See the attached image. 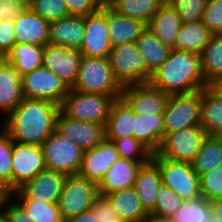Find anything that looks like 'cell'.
Returning a JSON list of instances; mask_svg holds the SVG:
<instances>
[{
  "label": "cell",
  "mask_w": 222,
  "mask_h": 222,
  "mask_svg": "<svg viewBox=\"0 0 222 222\" xmlns=\"http://www.w3.org/2000/svg\"><path fill=\"white\" fill-rule=\"evenodd\" d=\"M179 14L182 23H195L202 20L207 0H167Z\"/></svg>",
  "instance_id": "43"
},
{
  "label": "cell",
  "mask_w": 222,
  "mask_h": 222,
  "mask_svg": "<svg viewBox=\"0 0 222 222\" xmlns=\"http://www.w3.org/2000/svg\"><path fill=\"white\" fill-rule=\"evenodd\" d=\"M136 45L147 63L149 82L152 73L167 60L171 49L165 46L147 27L137 39Z\"/></svg>",
  "instance_id": "29"
},
{
  "label": "cell",
  "mask_w": 222,
  "mask_h": 222,
  "mask_svg": "<svg viewBox=\"0 0 222 222\" xmlns=\"http://www.w3.org/2000/svg\"><path fill=\"white\" fill-rule=\"evenodd\" d=\"M41 146L19 144L13 141L12 150V192L45 170Z\"/></svg>",
  "instance_id": "12"
},
{
  "label": "cell",
  "mask_w": 222,
  "mask_h": 222,
  "mask_svg": "<svg viewBox=\"0 0 222 222\" xmlns=\"http://www.w3.org/2000/svg\"><path fill=\"white\" fill-rule=\"evenodd\" d=\"M25 8L14 0H0V19L14 21Z\"/></svg>",
  "instance_id": "49"
},
{
  "label": "cell",
  "mask_w": 222,
  "mask_h": 222,
  "mask_svg": "<svg viewBox=\"0 0 222 222\" xmlns=\"http://www.w3.org/2000/svg\"><path fill=\"white\" fill-rule=\"evenodd\" d=\"M212 35L202 21L182 23L174 43V49L201 55Z\"/></svg>",
  "instance_id": "33"
},
{
  "label": "cell",
  "mask_w": 222,
  "mask_h": 222,
  "mask_svg": "<svg viewBox=\"0 0 222 222\" xmlns=\"http://www.w3.org/2000/svg\"><path fill=\"white\" fill-rule=\"evenodd\" d=\"M56 130L75 142L83 151L95 148L105 139V126L73 119L61 109L56 118Z\"/></svg>",
  "instance_id": "14"
},
{
  "label": "cell",
  "mask_w": 222,
  "mask_h": 222,
  "mask_svg": "<svg viewBox=\"0 0 222 222\" xmlns=\"http://www.w3.org/2000/svg\"><path fill=\"white\" fill-rule=\"evenodd\" d=\"M182 21L176 9L166 1L147 24L158 39L170 49H174L176 37Z\"/></svg>",
  "instance_id": "25"
},
{
  "label": "cell",
  "mask_w": 222,
  "mask_h": 222,
  "mask_svg": "<svg viewBox=\"0 0 222 222\" xmlns=\"http://www.w3.org/2000/svg\"><path fill=\"white\" fill-rule=\"evenodd\" d=\"M144 222H175L171 217H162L159 215L149 214Z\"/></svg>",
  "instance_id": "53"
},
{
  "label": "cell",
  "mask_w": 222,
  "mask_h": 222,
  "mask_svg": "<svg viewBox=\"0 0 222 222\" xmlns=\"http://www.w3.org/2000/svg\"><path fill=\"white\" fill-rule=\"evenodd\" d=\"M201 69L208 84L222 75V34L212 35L201 53Z\"/></svg>",
  "instance_id": "36"
},
{
  "label": "cell",
  "mask_w": 222,
  "mask_h": 222,
  "mask_svg": "<svg viewBox=\"0 0 222 222\" xmlns=\"http://www.w3.org/2000/svg\"><path fill=\"white\" fill-rule=\"evenodd\" d=\"M170 94H167L149 83L123 87L121 98L135 113L163 114Z\"/></svg>",
  "instance_id": "16"
},
{
  "label": "cell",
  "mask_w": 222,
  "mask_h": 222,
  "mask_svg": "<svg viewBox=\"0 0 222 222\" xmlns=\"http://www.w3.org/2000/svg\"><path fill=\"white\" fill-rule=\"evenodd\" d=\"M0 222H7L6 218L3 216L1 212H0Z\"/></svg>",
  "instance_id": "56"
},
{
  "label": "cell",
  "mask_w": 222,
  "mask_h": 222,
  "mask_svg": "<svg viewBox=\"0 0 222 222\" xmlns=\"http://www.w3.org/2000/svg\"><path fill=\"white\" fill-rule=\"evenodd\" d=\"M201 21L213 35H221L222 0H207Z\"/></svg>",
  "instance_id": "44"
},
{
  "label": "cell",
  "mask_w": 222,
  "mask_h": 222,
  "mask_svg": "<svg viewBox=\"0 0 222 222\" xmlns=\"http://www.w3.org/2000/svg\"><path fill=\"white\" fill-rule=\"evenodd\" d=\"M207 135L201 126L170 132L164 136L156 154L161 158L191 163Z\"/></svg>",
  "instance_id": "10"
},
{
  "label": "cell",
  "mask_w": 222,
  "mask_h": 222,
  "mask_svg": "<svg viewBox=\"0 0 222 222\" xmlns=\"http://www.w3.org/2000/svg\"><path fill=\"white\" fill-rule=\"evenodd\" d=\"M24 99L22 78L5 58H0V111L7 117Z\"/></svg>",
  "instance_id": "21"
},
{
  "label": "cell",
  "mask_w": 222,
  "mask_h": 222,
  "mask_svg": "<svg viewBox=\"0 0 222 222\" xmlns=\"http://www.w3.org/2000/svg\"><path fill=\"white\" fill-rule=\"evenodd\" d=\"M107 140L114 144L116 150L122 158L136 161L138 163H148L152 159L153 153L134 137H123Z\"/></svg>",
  "instance_id": "37"
},
{
  "label": "cell",
  "mask_w": 222,
  "mask_h": 222,
  "mask_svg": "<svg viewBox=\"0 0 222 222\" xmlns=\"http://www.w3.org/2000/svg\"><path fill=\"white\" fill-rule=\"evenodd\" d=\"M59 111L60 106L50 101L24 98L2 125L13 141L41 146L56 130Z\"/></svg>",
  "instance_id": "1"
},
{
  "label": "cell",
  "mask_w": 222,
  "mask_h": 222,
  "mask_svg": "<svg viewBox=\"0 0 222 222\" xmlns=\"http://www.w3.org/2000/svg\"><path fill=\"white\" fill-rule=\"evenodd\" d=\"M152 160L159 166L162 184L184 202L202 198L199 175L193 171L191 163L161 158L156 153Z\"/></svg>",
  "instance_id": "5"
},
{
  "label": "cell",
  "mask_w": 222,
  "mask_h": 222,
  "mask_svg": "<svg viewBox=\"0 0 222 222\" xmlns=\"http://www.w3.org/2000/svg\"><path fill=\"white\" fill-rule=\"evenodd\" d=\"M85 17L69 15L50 22L49 43L80 49L84 39Z\"/></svg>",
  "instance_id": "22"
},
{
  "label": "cell",
  "mask_w": 222,
  "mask_h": 222,
  "mask_svg": "<svg viewBox=\"0 0 222 222\" xmlns=\"http://www.w3.org/2000/svg\"><path fill=\"white\" fill-rule=\"evenodd\" d=\"M172 218L175 222H208L212 218L210 202L204 198L185 202Z\"/></svg>",
  "instance_id": "38"
},
{
  "label": "cell",
  "mask_w": 222,
  "mask_h": 222,
  "mask_svg": "<svg viewBox=\"0 0 222 222\" xmlns=\"http://www.w3.org/2000/svg\"><path fill=\"white\" fill-rule=\"evenodd\" d=\"M10 196L14 197V200L34 222H65L58 203L27 199L18 189L10 193Z\"/></svg>",
  "instance_id": "35"
},
{
  "label": "cell",
  "mask_w": 222,
  "mask_h": 222,
  "mask_svg": "<svg viewBox=\"0 0 222 222\" xmlns=\"http://www.w3.org/2000/svg\"><path fill=\"white\" fill-rule=\"evenodd\" d=\"M211 217L217 222H222V199L210 202Z\"/></svg>",
  "instance_id": "51"
},
{
  "label": "cell",
  "mask_w": 222,
  "mask_h": 222,
  "mask_svg": "<svg viewBox=\"0 0 222 222\" xmlns=\"http://www.w3.org/2000/svg\"><path fill=\"white\" fill-rule=\"evenodd\" d=\"M9 196L3 205L0 207V212L6 218L7 222H34L26 213L25 210Z\"/></svg>",
  "instance_id": "48"
},
{
  "label": "cell",
  "mask_w": 222,
  "mask_h": 222,
  "mask_svg": "<svg viewBox=\"0 0 222 222\" xmlns=\"http://www.w3.org/2000/svg\"><path fill=\"white\" fill-rule=\"evenodd\" d=\"M29 9L48 22L69 16L67 6L63 0H35Z\"/></svg>",
  "instance_id": "42"
},
{
  "label": "cell",
  "mask_w": 222,
  "mask_h": 222,
  "mask_svg": "<svg viewBox=\"0 0 222 222\" xmlns=\"http://www.w3.org/2000/svg\"><path fill=\"white\" fill-rule=\"evenodd\" d=\"M65 222H97L96 211L91 208L79 215L68 218Z\"/></svg>",
  "instance_id": "50"
},
{
  "label": "cell",
  "mask_w": 222,
  "mask_h": 222,
  "mask_svg": "<svg viewBox=\"0 0 222 222\" xmlns=\"http://www.w3.org/2000/svg\"><path fill=\"white\" fill-rule=\"evenodd\" d=\"M17 43L45 47L50 38V22L26 8L14 20Z\"/></svg>",
  "instance_id": "19"
},
{
  "label": "cell",
  "mask_w": 222,
  "mask_h": 222,
  "mask_svg": "<svg viewBox=\"0 0 222 222\" xmlns=\"http://www.w3.org/2000/svg\"><path fill=\"white\" fill-rule=\"evenodd\" d=\"M81 59L78 49L50 43L44 47L43 66L54 72L69 89L76 83Z\"/></svg>",
  "instance_id": "15"
},
{
  "label": "cell",
  "mask_w": 222,
  "mask_h": 222,
  "mask_svg": "<svg viewBox=\"0 0 222 222\" xmlns=\"http://www.w3.org/2000/svg\"><path fill=\"white\" fill-rule=\"evenodd\" d=\"M207 87L217 96L222 98V75L211 80Z\"/></svg>",
  "instance_id": "52"
},
{
  "label": "cell",
  "mask_w": 222,
  "mask_h": 222,
  "mask_svg": "<svg viewBox=\"0 0 222 222\" xmlns=\"http://www.w3.org/2000/svg\"><path fill=\"white\" fill-rule=\"evenodd\" d=\"M107 23L112 46L136 43L147 24L142 21L119 15L107 5Z\"/></svg>",
  "instance_id": "26"
},
{
  "label": "cell",
  "mask_w": 222,
  "mask_h": 222,
  "mask_svg": "<svg viewBox=\"0 0 222 222\" xmlns=\"http://www.w3.org/2000/svg\"><path fill=\"white\" fill-rule=\"evenodd\" d=\"M0 128V184L12 193L13 139L3 126Z\"/></svg>",
  "instance_id": "39"
},
{
  "label": "cell",
  "mask_w": 222,
  "mask_h": 222,
  "mask_svg": "<svg viewBox=\"0 0 222 222\" xmlns=\"http://www.w3.org/2000/svg\"><path fill=\"white\" fill-rule=\"evenodd\" d=\"M9 196L10 192L2 184H0V207Z\"/></svg>",
  "instance_id": "54"
},
{
  "label": "cell",
  "mask_w": 222,
  "mask_h": 222,
  "mask_svg": "<svg viewBox=\"0 0 222 222\" xmlns=\"http://www.w3.org/2000/svg\"><path fill=\"white\" fill-rule=\"evenodd\" d=\"M16 43L14 21L0 19V58H5Z\"/></svg>",
  "instance_id": "46"
},
{
  "label": "cell",
  "mask_w": 222,
  "mask_h": 222,
  "mask_svg": "<svg viewBox=\"0 0 222 222\" xmlns=\"http://www.w3.org/2000/svg\"><path fill=\"white\" fill-rule=\"evenodd\" d=\"M208 222H217V221L211 218Z\"/></svg>",
  "instance_id": "57"
},
{
  "label": "cell",
  "mask_w": 222,
  "mask_h": 222,
  "mask_svg": "<svg viewBox=\"0 0 222 222\" xmlns=\"http://www.w3.org/2000/svg\"><path fill=\"white\" fill-rule=\"evenodd\" d=\"M201 90L170 94L164 110V136L186 127L201 125Z\"/></svg>",
  "instance_id": "8"
},
{
  "label": "cell",
  "mask_w": 222,
  "mask_h": 222,
  "mask_svg": "<svg viewBox=\"0 0 222 222\" xmlns=\"http://www.w3.org/2000/svg\"><path fill=\"white\" fill-rule=\"evenodd\" d=\"M133 137L155 154L164 138L163 114H140L134 112Z\"/></svg>",
  "instance_id": "24"
},
{
  "label": "cell",
  "mask_w": 222,
  "mask_h": 222,
  "mask_svg": "<svg viewBox=\"0 0 222 222\" xmlns=\"http://www.w3.org/2000/svg\"><path fill=\"white\" fill-rule=\"evenodd\" d=\"M120 220L144 222L148 213L144 210L134 187L106 194Z\"/></svg>",
  "instance_id": "27"
},
{
  "label": "cell",
  "mask_w": 222,
  "mask_h": 222,
  "mask_svg": "<svg viewBox=\"0 0 222 222\" xmlns=\"http://www.w3.org/2000/svg\"><path fill=\"white\" fill-rule=\"evenodd\" d=\"M116 222H126V221H123V220H120V219H119V220H117Z\"/></svg>",
  "instance_id": "58"
},
{
  "label": "cell",
  "mask_w": 222,
  "mask_h": 222,
  "mask_svg": "<svg viewBox=\"0 0 222 222\" xmlns=\"http://www.w3.org/2000/svg\"><path fill=\"white\" fill-rule=\"evenodd\" d=\"M72 90L121 96L123 87L115 79L108 57L82 56L77 80Z\"/></svg>",
  "instance_id": "3"
},
{
  "label": "cell",
  "mask_w": 222,
  "mask_h": 222,
  "mask_svg": "<svg viewBox=\"0 0 222 222\" xmlns=\"http://www.w3.org/2000/svg\"><path fill=\"white\" fill-rule=\"evenodd\" d=\"M44 47L28 43H16L5 59L22 77L43 66Z\"/></svg>",
  "instance_id": "30"
},
{
  "label": "cell",
  "mask_w": 222,
  "mask_h": 222,
  "mask_svg": "<svg viewBox=\"0 0 222 222\" xmlns=\"http://www.w3.org/2000/svg\"><path fill=\"white\" fill-rule=\"evenodd\" d=\"M98 195V184L79 175L66 176L58 201L64 221L91 209Z\"/></svg>",
  "instance_id": "9"
},
{
  "label": "cell",
  "mask_w": 222,
  "mask_h": 222,
  "mask_svg": "<svg viewBox=\"0 0 222 222\" xmlns=\"http://www.w3.org/2000/svg\"><path fill=\"white\" fill-rule=\"evenodd\" d=\"M46 169L66 176L78 175L84 151L57 130L48 136L41 145Z\"/></svg>",
  "instance_id": "6"
},
{
  "label": "cell",
  "mask_w": 222,
  "mask_h": 222,
  "mask_svg": "<svg viewBox=\"0 0 222 222\" xmlns=\"http://www.w3.org/2000/svg\"><path fill=\"white\" fill-rule=\"evenodd\" d=\"M167 0H108L105 3L119 15L148 24Z\"/></svg>",
  "instance_id": "32"
},
{
  "label": "cell",
  "mask_w": 222,
  "mask_h": 222,
  "mask_svg": "<svg viewBox=\"0 0 222 222\" xmlns=\"http://www.w3.org/2000/svg\"><path fill=\"white\" fill-rule=\"evenodd\" d=\"M22 78L24 98L50 101L61 107L70 89L48 68L41 66Z\"/></svg>",
  "instance_id": "11"
},
{
  "label": "cell",
  "mask_w": 222,
  "mask_h": 222,
  "mask_svg": "<svg viewBox=\"0 0 222 222\" xmlns=\"http://www.w3.org/2000/svg\"><path fill=\"white\" fill-rule=\"evenodd\" d=\"M201 127L208 135H222V98L207 86L201 89Z\"/></svg>",
  "instance_id": "31"
},
{
  "label": "cell",
  "mask_w": 222,
  "mask_h": 222,
  "mask_svg": "<svg viewBox=\"0 0 222 222\" xmlns=\"http://www.w3.org/2000/svg\"><path fill=\"white\" fill-rule=\"evenodd\" d=\"M121 96L86 93L70 89L60 109L69 117L106 125L112 103Z\"/></svg>",
  "instance_id": "4"
},
{
  "label": "cell",
  "mask_w": 222,
  "mask_h": 222,
  "mask_svg": "<svg viewBox=\"0 0 222 222\" xmlns=\"http://www.w3.org/2000/svg\"><path fill=\"white\" fill-rule=\"evenodd\" d=\"M191 165L199 176L222 166V137L207 135Z\"/></svg>",
  "instance_id": "34"
},
{
  "label": "cell",
  "mask_w": 222,
  "mask_h": 222,
  "mask_svg": "<svg viewBox=\"0 0 222 222\" xmlns=\"http://www.w3.org/2000/svg\"><path fill=\"white\" fill-rule=\"evenodd\" d=\"M119 157L114 144L104 139L95 148L84 151L78 175L99 184L111 164Z\"/></svg>",
  "instance_id": "17"
},
{
  "label": "cell",
  "mask_w": 222,
  "mask_h": 222,
  "mask_svg": "<svg viewBox=\"0 0 222 222\" xmlns=\"http://www.w3.org/2000/svg\"><path fill=\"white\" fill-rule=\"evenodd\" d=\"M109 61L115 79L122 87L148 83V67L136 43L112 46Z\"/></svg>",
  "instance_id": "7"
},
{
  "label": "cell",
  "mask_w": 222,
  "mask_h": 222,
  "mask_svg": "<svg viewBox=\"0 0 222 222\" xmlns=\"http://www.w3.org/2000/svg\"><path fill=\"white\" fill-rule=\"evenodd\" d=\"M167 94L190 93L207 86L201 69V55L171 49L167 60L148 82Z\"/></svg>",
  "instance_id": "2"
},
{
  "label": "cell",
  "mask_w": 222,
  "mask_h": 222,
  "mask_svg": "<svg viewBox=\"0 0 222 222\" xmlns=\"http://www.w3.org/2000/svg\"><path fill=\"white\" fill-rule=\"evenodd\" d=\"M134 111L122 99H116L111 106L105 125V139L133 137Z\"/></svg>",
  "instance_id": "28"
},
{
  "label": "cell",
  "mask_w": 222,
  "mask_h": 222,
  "mask_svg": "<svg viewBox=\"0 0 222 222\" xmlns=\"http://www.w3.org/2000/svg\"><path fill=\"white\" fill-rule=\"evenodd\" d=\"M69 15L86 17L99 11L105 4L104 0H63Z\"/></svg>",
  "instance_id": "45"
},
{
  "label": "cell",
  "mask_w": 222,
  "mask_h": 222,
  "mask_svg": "<svg viewBox=\"0 0 222 222\" xmlns=\"http://www.w3.org/2000/svg\"><path fill=\"white\" fill-rule=\"evenodd\" d=\"M161 184L159 166L152 159L141 165L136 175L134 189L148 214H151L155 209L157 192Z\"/></svg>",
  "instance_id": "23"
},
{
  "label": "cell",
  "mask_w": 222,
  "mask_h": 222,
  "mask_svg": "<svg viewBox=\"0 0 222 222\" xmlns=\"http://www.w3.org/2000/svg\"><path fill=\"white\" fill-rule=\"evenodd\" d=\"M143 164L146 163H138L119 157L118 160L111 164L109 170L98 184L99 194L106 195L134 187L137 172Z\"/></svg>",
  "instance_id": "20"
},
{
  "label": "cell",
  "mask_w": 222,
  "mask_h": 222,
  "mask_svg": "<svg viewBox=\"0 0 222 222\" xmlns=\"http://www.w3.org/2000/svg\"><path fill=\"white\" fill-rule=\"evenodd\" d=\"M66 175L45 169L18 189L27 199L58 203Z\"/></svg>",
  "instance_id": "18"
},
{
  "label": "cell",
  "mask_w": 222,
  "mask_h": 222,
  "mask_svg": "<svg viewBox=\"0 0 222 222\" xmlns=\"http://www.w3.org/2000/svg\"><path fill=\"white\" fill-rule=\"evenodd\" d=\"M112 43L107 23V4L85 17L84 39L79 49L85 57H109Z\"/></svg>",
  "instance_id": "13"
},
{
  "label": "cell",
  "mask_w": 222,
  "mask_h": 222,
  "mask_svg": "<svg viewBox=\"0 0 222 222\" xmlns=\"http://www.w3.org/2000/svg\"><path fill=\"white\" fill-rule=\"evenodd\" d=\"M92 208L96 211L97 222H116L119 220L106 195L99 194L95 198Z\"/></svg>",
  "instance_id": "47"
},
{
  "label": "cell",
  "mask_w": 222,
  "mask_h": 222,
  "mask_svg": "<svg viewBox=\"0 0 222 222\" xmlns=\"http://www.w3.org/2000/svg\"><path fill=\"white\" fill-rule=\"evenodd\" d=\"M20 3L25 9L29 8L35 0H14Z\"/></svg>",
  "instance_id": "55"
},
{
  "label": "cell",
  "mask_w": 222,
  "mask_h": 222,
  "mask_svg": "<svg viewBox=\"0 0 222 222\" xmlns=\"http://www.w3.org/2000/svg\"><path fill=\"white\" fill-rule=\"evenodd\" d=\"M201 197L212 202L222 199V166L199 176Z\"/></svg>",
  "instance_id": "41"
},
{
  "label": "cell",
  "mask_w": 222,
  "mask_h": 222,
  "mask_svg": "<svg viewBox=\"0 0 222 222\" xmlns=\"http://www.w3.org/2000/svg\"><path fill=\"white\" fill-rule=\"evenodd\" d=\"M184 203L173 190L161 184L157 192L155 209L151 214L172 218Z\"/></svg>",
  "instance_id": "40"
}]
</instances>
